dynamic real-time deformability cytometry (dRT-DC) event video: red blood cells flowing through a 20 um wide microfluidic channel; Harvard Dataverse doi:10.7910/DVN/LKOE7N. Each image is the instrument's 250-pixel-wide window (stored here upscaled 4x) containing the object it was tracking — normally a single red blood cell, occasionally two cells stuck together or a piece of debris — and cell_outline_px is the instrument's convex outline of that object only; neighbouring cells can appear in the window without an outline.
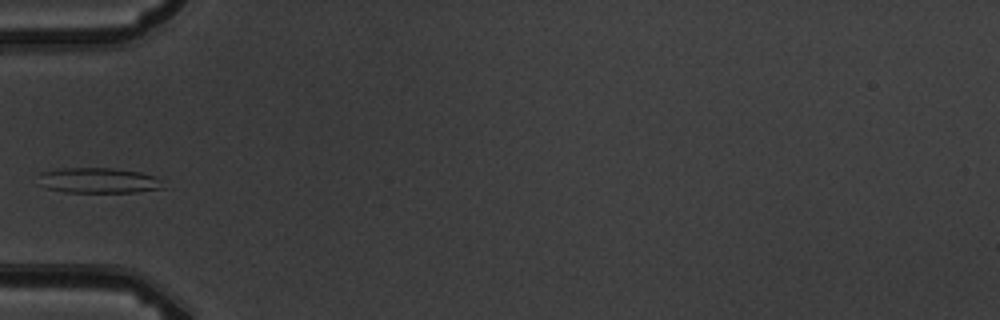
{"species": "common noctule bat (a hibernating species)", "species_latin": "Nyctalus noctula", "temperature_condition": "warm", "stored_images_in_passage": 5, "camera_frame_rate_fps": 3000, "um_per_image_px": 0.085, "animal": {"sex": "male", "body_mass_g": 19.5, "forearm_length_mm": 54.6}, "frame": {"image": 1, "passage_image": 4, "time_ms": 4.333, "image_size_px": [1000, 320], "cell_outline_px": [[164, 188], [136, 192], [64, 192], [48, 188], [40, 176], [40, 172], [56, 168], [112, 168], [140, 172], [156, 176], [160, 180]], "centroid_in_image_um": [8.43, 15.33], "position_along_channel_um": 76.6, "area_um2": 18.21}}
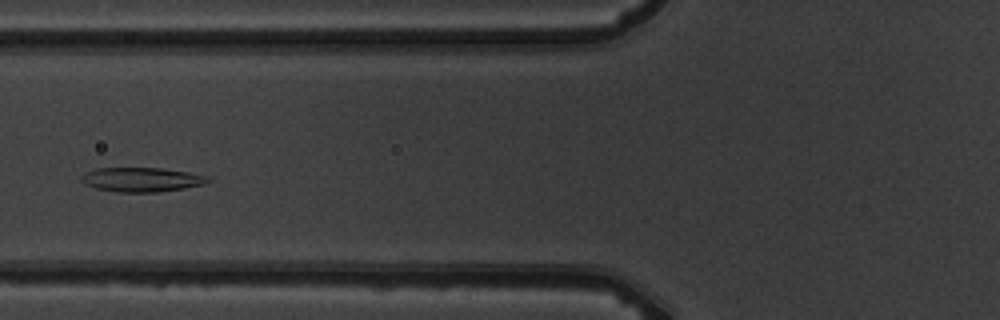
{"frame": {"image": 2, "passage_image": 5, "time_ms": 5.333, "image_size_px": [1000, 320], "cell_outline_px": [[212, 180], [204, 184], [184, 188], [156, 192], [116, 192], [96, 188], [84, 184], [80, 180], [80, 176], [84, 172], [96, 168], [160, 168], [188, 172], [208, 176]], "centroid_in_image_um": [12.0, 15.26], "position_along_channel_um": 113.8, "area_um2": 18.03}}